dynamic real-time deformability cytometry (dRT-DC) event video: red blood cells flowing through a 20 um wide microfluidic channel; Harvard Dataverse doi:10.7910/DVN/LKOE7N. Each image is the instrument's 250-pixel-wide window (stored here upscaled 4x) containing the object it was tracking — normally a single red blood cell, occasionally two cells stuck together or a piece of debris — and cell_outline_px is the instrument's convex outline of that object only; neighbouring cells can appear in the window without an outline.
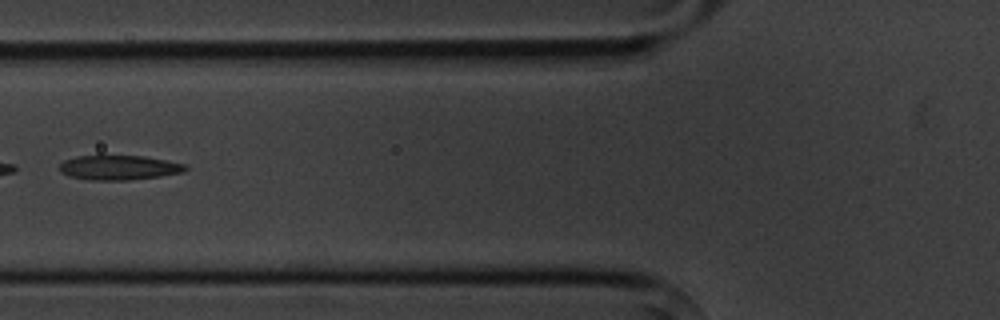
{"species": "common noctule bat (a hibernating species)", "species_latin": "Nyctalus noctula", "temperature_condition": "cold", "stored_images_in_passage": 7, "camera_frame_rate_fps": 3000, "um_per_image_px": 0.085, "animal": {"sex": "male", "body_mass_g": 20.1, "forearm_length_mm": 53.5}, "frame": {"image": 1, "passage_image": 6, "time_ms": 6.333, "image_size_px": [1000, 320], "cell_outline_px": [[188, 168], [184, 172], [160, 176], [128, 180], [92, 180], [68, 176], [60, 172], [60, 164], [64, 160], [76, 156], [100, 152], [144, 156], [184, 164]], "centroid_in_image_um": [10.04, 14.19], "position_along_channel_um": 115.8, "area_um2": 18.9}}
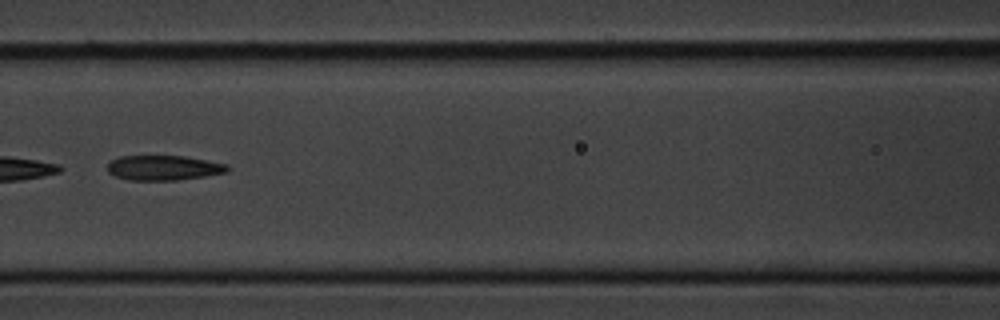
{"frame": {"image": 2, "passage_image": 7, "time_ms": 7.333, "image_size_px": [1000, 320], "cell_outline_px": [[232, 168], [228, 172], [204, 176], [176, 180], [128, 180], [116, 176], [108, 172], [108, 164], [112, 160], [120, 156], [184, 156], [228, 164]], "centroid_in_image_um": [13.95, 14.26], "position_along_channel_um": 152.7, "area_um2": 17.4}}